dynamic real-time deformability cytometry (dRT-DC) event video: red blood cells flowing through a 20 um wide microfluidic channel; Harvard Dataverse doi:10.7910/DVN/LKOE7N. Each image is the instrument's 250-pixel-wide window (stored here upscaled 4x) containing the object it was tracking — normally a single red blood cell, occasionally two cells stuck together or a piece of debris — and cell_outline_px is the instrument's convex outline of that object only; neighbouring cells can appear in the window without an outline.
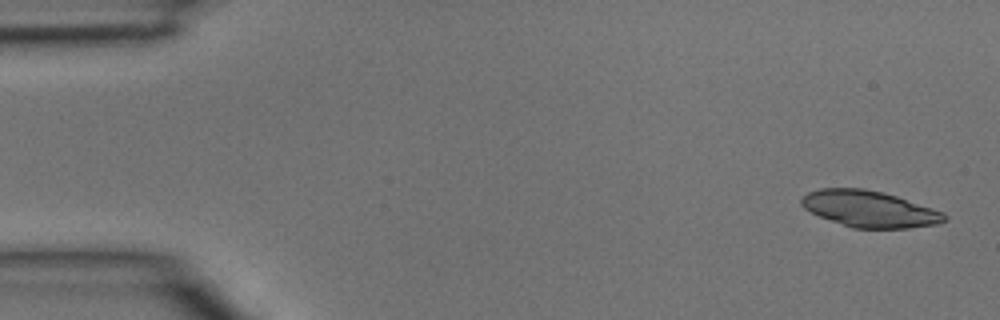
{"species": "common noctule bat (a hibernating species)", "species_latin": "Nyctalus noctula", "temperature_condition": "room temperature", "stored_images_in_passage": 4, "camera_frame_rate_fps": 3000, "um_per_image_px": 0.085, "animal": {"sex": "male", "body_mass_g": 15.6}, "frame": {"image": 1, "passage_image": 1, "time_ms": 0.0, "image_size_px": [1000, 320], "cell_outline_px": [[948, 220], [936, 224], [908, 228], [852, 228], [820, 216], [804, 208], [800, 204], [800, 200], [808, 192], [820, 188], [864, 188], [896, 196], [944, 212], [948, 216]], "centroid_in_image_um": [73.91, 17.76], "position_along_channel_um": 11.1, "area_um2": 30.11}}
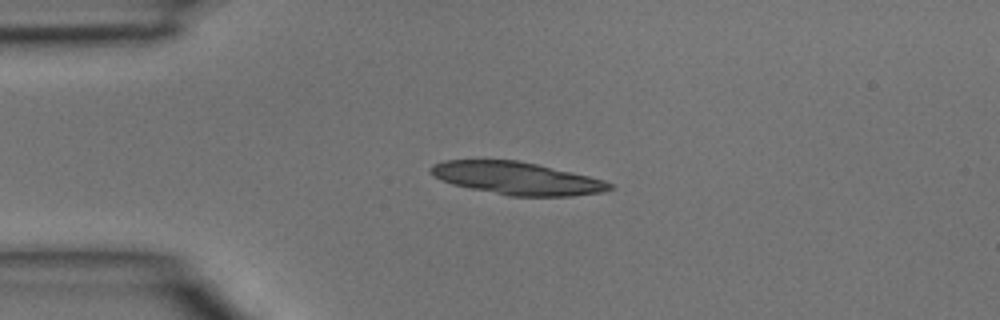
{"frame": {"image": 2, "passage_image": 3, "time_ms": 0.667, "image_size_px": [1000, 320], "cell_outline_px": [[612, 188], [600, 192], [572, 196], [508, 196], [452, 184], [428, 172], [428, 168], [432, 164], [444, 160], [516, 160], [536, 164], [588, 176], [604, 180], [612, 184]], "centroid_in_image_um": [43.9, 15.15], "position_along_channel_um": 41.1, "area_um2": 33.64}}